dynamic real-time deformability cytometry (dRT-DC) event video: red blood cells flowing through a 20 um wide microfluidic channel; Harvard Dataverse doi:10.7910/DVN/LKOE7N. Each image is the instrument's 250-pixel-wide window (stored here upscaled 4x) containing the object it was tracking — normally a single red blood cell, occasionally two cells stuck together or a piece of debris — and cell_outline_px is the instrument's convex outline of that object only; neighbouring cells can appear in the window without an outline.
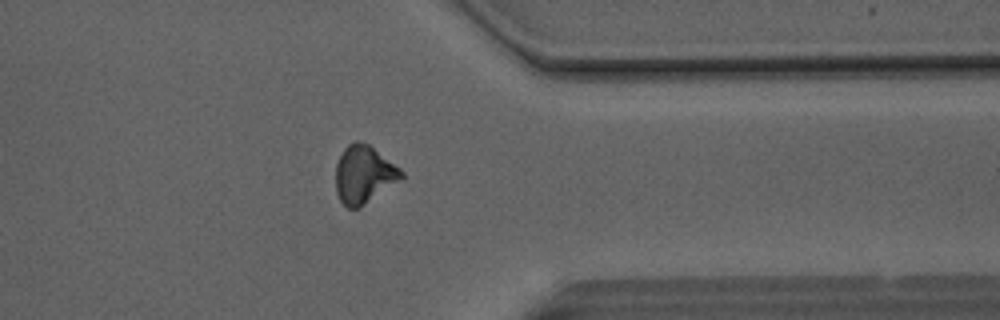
{"species": "Egyptian fruit bat (a non-hibernating species)", "species_latin": "Rousettus aegyptiacus", "temperature_condition": "room temperature", "stored_images_in_passage": 46, "camera_frame_rate_fps": 3000, "um_per_image_px": 0.085, "animal": {"sex": "male"}, "frame": {"image": 1, "passage_image": 36, "time_ms": 11.667, "image_size_px": [1000, 320], "cell_outline_px": [[404, 180], [360, 208], [348, 208], [340, 200], [336, 192], [336, 164], [344, 148], [348, 144], [356, 140], [368, 144], [400, 168], [404, 172]], "centroid_in_image_um": [30.97, 14.86], "position_along_channel_um": 380.4, "area_um2": 22.43}}
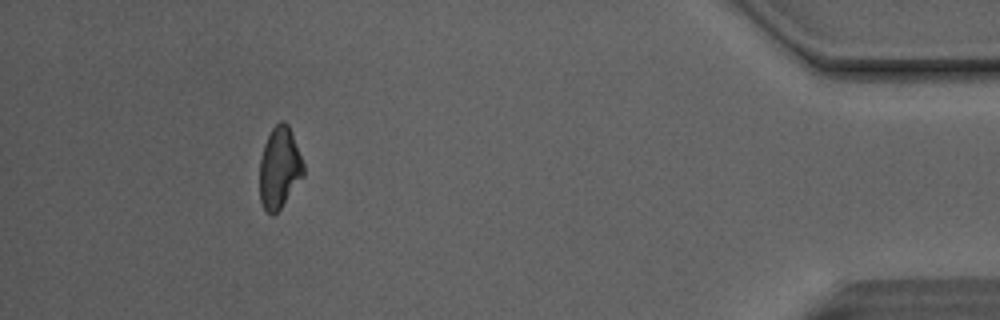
{"frame": {"image": 2, "passage_image": 42, "time_ms": 13.667, "image_size_px": [1000, 320], "cell_outline_px": [[304, 176], [280, 208], [272, 216], [264, 208], [260, 200], [260, 160], [264, 144], [272, 128], [280, 120], [284, 120], [288, 124], [304, 164]], "centroid_in_image_um": [23.75, 14.25], "position_along_channel_um": 411.4, "area_um2": 20.63}, "authors_computed_cell_mechanics": {"area_um2": 21.8773, "velocity_mm_per_s": 4.1406, "shape_relaxation_time_tau1_ms": 5.2643, "shape_relaxation_time_tau2_ms": 7.3426, "deformation_change_tau1": 0.1421, "deformation_change_tau2": 0.1943}}